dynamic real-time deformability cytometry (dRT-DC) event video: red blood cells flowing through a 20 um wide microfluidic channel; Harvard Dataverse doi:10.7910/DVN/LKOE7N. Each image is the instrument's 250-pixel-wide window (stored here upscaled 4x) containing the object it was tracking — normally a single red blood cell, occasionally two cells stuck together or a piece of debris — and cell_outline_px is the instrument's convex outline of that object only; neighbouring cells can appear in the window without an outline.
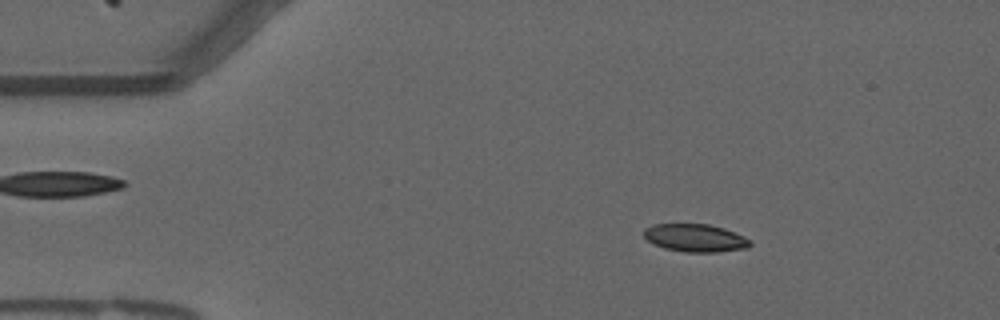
{"species": "common noctule bat (a hibernating species)", "species_latin": "Nyctalus noctula", "temperature_condition": "warm", "stored_images_in_passage": 54, "camera_frame_rate_fps": 3000, "um_per_image_px": 0.085, "animal": {"sex": "male", "forearm_length_mm": 52.5}, "frame": {"image": 1, "passage_image": 8, "time_ms": 2.333, "image_size_px": [1000, 320], "cell_outline_px": [[752, 244], [748, 248], [716, 252], [684, 252], [664, 248], [652, 244], [644, 236], [644, 228], [652, 224], [708, 224], [724, 228], [744, 236], [752, 240]], "centroid_in_image_um": [59.1, 20.22], "position_along_channel_um": 25.9, "area_um2": 17.4}}
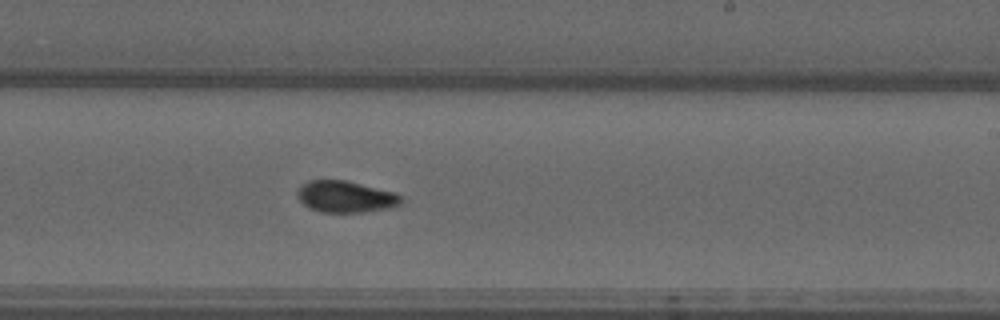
{"frame": {"image": 2, "passage_image": 32, "time_ms": 10.333, "image_size_px": [1000, 320], "cell_outline_px": [[404, 204], [396, 208], [364, 212], [320, 212], [308, 208], [296, 196], [300, 188], [308, 180], [344, 180], [396, 192], [404, 200]], "centroid_in_image_um": [29.46, 16.74], "position_along_channel_um": 259.5, "area_um2": 19.36}}
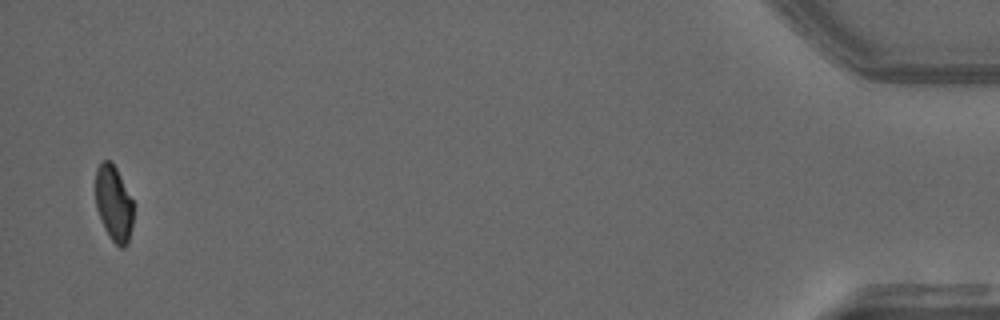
{"frame": {"image": 3, "passage_image": 53, "time_ms": 17.333, "image_size_px": [1000, 320], "cell_outline_px": [[132, 224], [128, 244], [124, 248], [120, 248], [108, 236], [104, 228], [96, 208], [96, 168], [104, 160], [112, 160], [132, 200]], "centroid_in_image_um": [9.66, 17.31], "position_along_channel_um": 425.5, "area_um2": 16.59}, "authors_computed_cell_mechanics": {"area_um2": 18.0336, "velocity_mm_per_s": 3.6952, "shape_relaxation_time_tau1_ms": null, "shape_relaxation_time_tau2_ms": 1.4102, "deformation_change_tau1": null, "deformation_change_tau2": 0.0485}}